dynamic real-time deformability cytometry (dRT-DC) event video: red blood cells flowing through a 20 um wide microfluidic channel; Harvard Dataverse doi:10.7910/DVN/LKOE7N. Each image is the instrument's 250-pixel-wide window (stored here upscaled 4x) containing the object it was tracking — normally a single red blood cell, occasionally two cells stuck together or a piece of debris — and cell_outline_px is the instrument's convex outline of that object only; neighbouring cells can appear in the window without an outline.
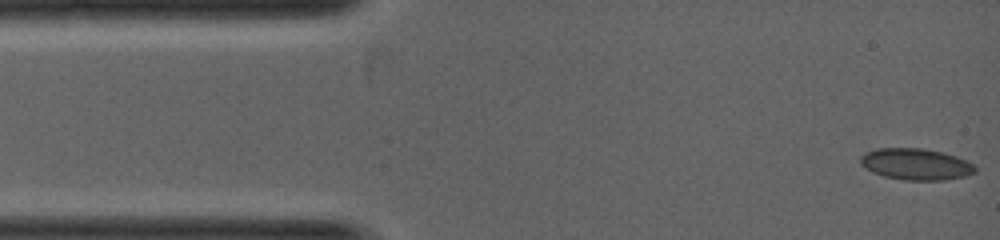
{"species": "common noctule bat (a hibernating species)", "species_latin": "Nyctalus noctula", "temperature_condition": "warm", "stored_images_in_passage": 8, "camera_frame_rate_fps": 5000, "um_per_image_px": 0.085, "animal": {"sex": "female", "body_mass_g": 19.0, "forearm_length_mm": 53.3}, "frame": {"image": 1, "passage_image": 1, "time_ms": 0.0, "image_size_px": [1000, 240], "cell_outline_px": [[976, 172], [964, 176], [944, 180], [904, 180], [884, 176], [872, 172], [860, 164], [860, 156], [864, 152], [876, 148], [920, 148], [944, 152], [956, 156], [972, 164], [976, 168]], "centroid_in_image_um": [77.81, 13.95], "position_along_channel_um": 7.2, "area_um2": 21.04}}
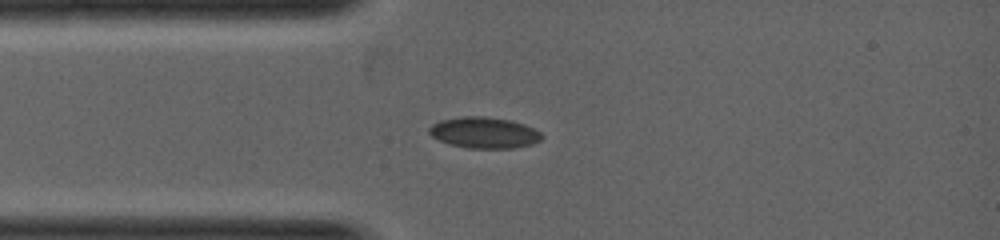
{"frame": {"image": 2, "passage_image": 7, "time_ms": 1.4, "image_size_px": [1000, 240], "cell_outline_px": [[544, 136], [540, 140], [532, 144], [512, 148], [468, 148], [448, 144], [432, 136], [428, 132], [428, 128], [432, 124], [440, 120], [460, 116], [484, 116], [512, 120], [524, 124], [540, 132]], "centroid_in_image_um": [41.13, 11.27], "position_along_channel_um": 43.9, "area_um2": 20.52}}